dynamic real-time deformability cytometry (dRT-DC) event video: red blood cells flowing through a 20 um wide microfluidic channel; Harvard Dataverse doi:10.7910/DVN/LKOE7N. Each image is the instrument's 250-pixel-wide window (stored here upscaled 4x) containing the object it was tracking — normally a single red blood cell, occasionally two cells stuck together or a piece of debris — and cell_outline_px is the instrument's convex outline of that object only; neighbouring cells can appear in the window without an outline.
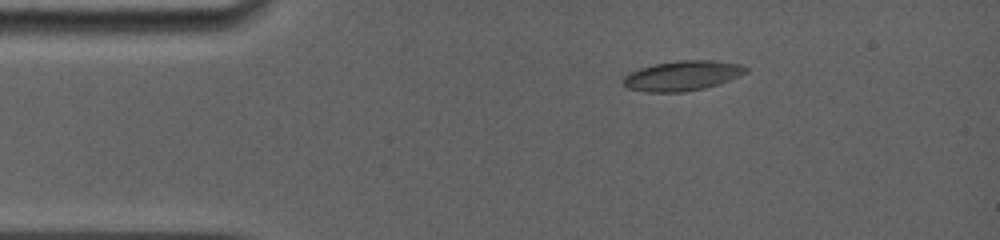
{"species": "common noctule bat (a hibernating species)", "species_latin": "Nyctalus noctula", "temperature_condition": "room temperature", "stored_images_in_passage": 22, "camera_frame_rate_fps": 5000, "um_per_image_px": 0.085, "animal": {"sex": "female", "body_mass_g": 19.0, "forearm_length_mm": 56.7}, "frame": {"image": 1, "passage_image": 1, "time_ms": 0.0, "image_size_px": [1000, 240], "cell_outline_px": [[748, 72], [740, 76], [720, 84], [704, 88], [684, 92], [644, 92], [628, 88], [620, 80], [624, 76], [640, 68], [656, 64], [680, 60], [712, 60], [740, 64], [748, 68]], "centroid_in_image_um": [58.02, 6.44], "position_along_channel_um": 27.0, "area_um2": 21.44}}
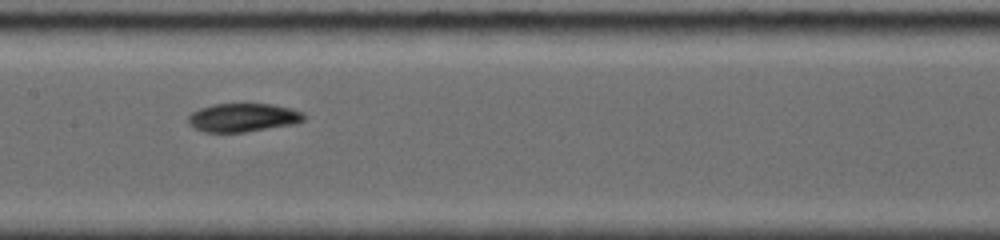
{"frame": {"image": 2, "passage_image": 10, "time_ms": 5.4, "image_size_px": [1000, 240], "cell_outline_px": [[304, 120], [296, 124], [244, 132], [204, 132], [188, 124], [188, 116], [192, 112], [200, 108], [212, 104], [272, 104], [292, 108], [304, 112]], "centroid_in_image_um": [20.67, 9.99], "position_along_channel_um": 186.7, "area_um2": 19.31}}
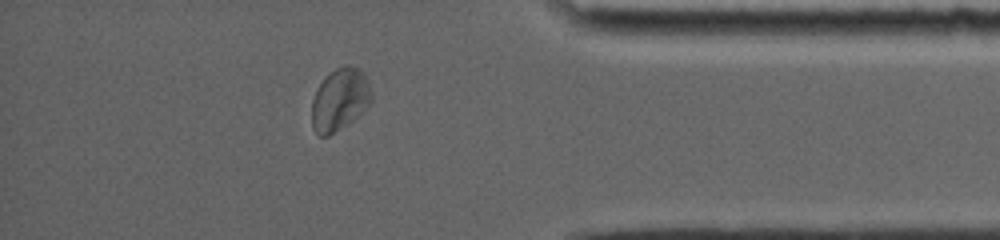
{"frame": {"image": 3, "passage_image": 19, "time_ms": 11.4, "image_size_px": [1000, 240], "cell_outline_px": [[372, 100], [352, 120], [328, 136], [320, 136], [312, 128], [312, 100], [316, 88], [324, 76], [336, 68], [344, 64], [348, 64], [360, 68], [364, 72], [368, 80], [372, 92]], "centroid_in_image_um": [28.87, 8.4], "position_along_channel_um": 406.3, "area_um2": 21.79}, "authors_computed_cell_mechanics": {"area_um2": 20.1433, "velocity_mm_per_s": 3.854, "shape_relaxation_time_tau1_ms": null, "shape_relaxation_time_tau2_ms": 3.9261, "deformation_change_tau1": null, "deformation_change_tau2": 0.0862}}